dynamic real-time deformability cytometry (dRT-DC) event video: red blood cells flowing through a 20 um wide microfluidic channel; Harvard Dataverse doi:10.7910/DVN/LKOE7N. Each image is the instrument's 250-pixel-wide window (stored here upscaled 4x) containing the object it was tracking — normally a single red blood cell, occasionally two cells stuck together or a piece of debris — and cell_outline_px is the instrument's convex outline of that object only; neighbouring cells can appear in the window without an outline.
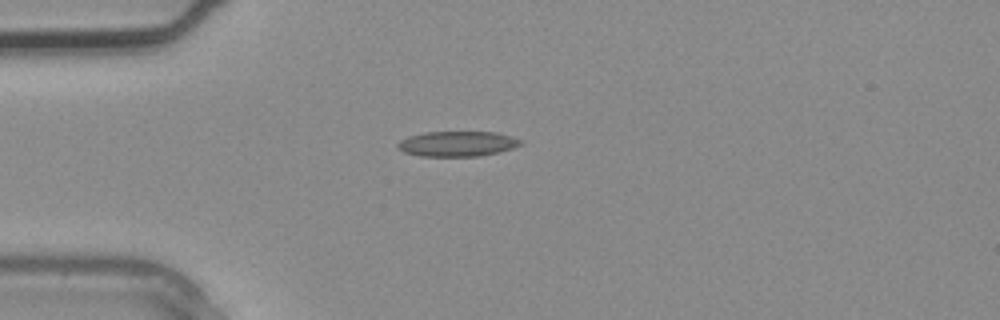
{"species": "common noctule bat (a hibernating species)", "species_latin": "Nyctalus noctula", "temperature_condition": "warm", "stored_images_in_passage": 2, "camera_frame_rate_fps": 3000, "um_per_image_px": 0.085, "animal": {"sex": "male", "body_mass_g": 20.4}, "frame": {"image": 1, "passage_image": 2, "time_ms": 0.333, "image_size_px": [1000, 320], "cell_outline_px": [[524, 144], [500, 152], [476, 156], [420, 156], [404, 152], [396, 148], [396, 144], [400, 140], [408, 136], [424, 132], [496, 132], [512, 136], [524, 140]], "centroid_in_image_um": [38.88, 12.22], "position_along_channel_um": 46.1, "area_um2": 18.26}}